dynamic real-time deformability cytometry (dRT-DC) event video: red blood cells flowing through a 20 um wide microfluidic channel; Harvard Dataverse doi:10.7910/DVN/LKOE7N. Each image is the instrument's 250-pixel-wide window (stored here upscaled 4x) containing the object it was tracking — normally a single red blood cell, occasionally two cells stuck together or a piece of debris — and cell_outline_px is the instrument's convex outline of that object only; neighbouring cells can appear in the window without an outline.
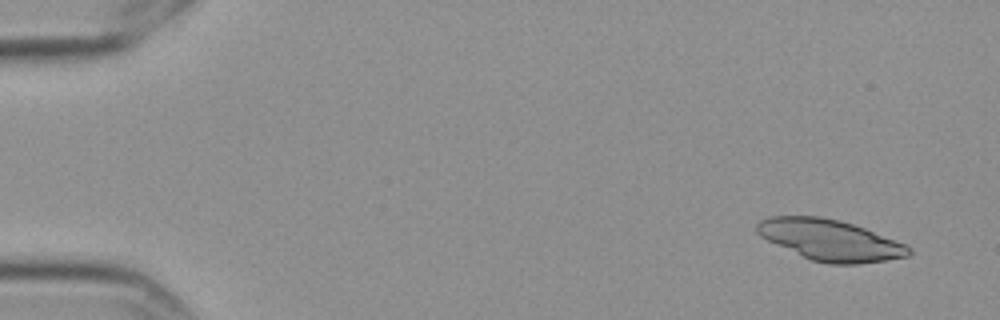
{"species": "Egyptian fruit bat (a non-hibernating species)", "species_latin": "Rousettus aegyptiacus", "temperature_condition": "cold", "stored_images_in_passage": 6, "camera_frame_rate_fps": 3000, "um_per_image_px": 0.085, "frame": {"image": 1, "passage_image": 1, "time_ms": 0.0, "image_size_px": [1000, 320], "cell_outline_px": [[912, 252], [908, 256], [884, 260], [856, 264], [828, 264], [812, 260], [776, 244], [760, 236], [756, 232], [756, 224], [760, 220], [768, 216], [820, 216], [840, 220], [864, 228], [904, 244], [912, 248]], "centroid_in_image_um": [70.53, 20.39], "position_along_channel_um": 14.5, "area_um2": 35.89}}